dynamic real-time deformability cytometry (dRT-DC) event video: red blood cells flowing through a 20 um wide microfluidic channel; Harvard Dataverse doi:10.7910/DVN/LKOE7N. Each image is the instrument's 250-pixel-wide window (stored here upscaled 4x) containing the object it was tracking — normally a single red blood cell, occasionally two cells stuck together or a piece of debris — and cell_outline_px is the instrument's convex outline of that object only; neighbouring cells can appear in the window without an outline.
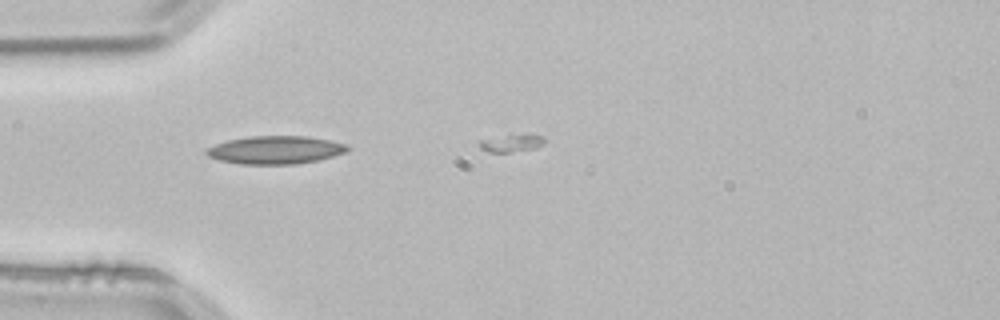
{"species": "common noctule bat (a hibernating species)", "species_latin": "Nyctalus noctula", "temperature_condition": "room temperature", "stored_images_in_passage": 7, "camera_frame_rate_fps": 3000, "um_per_image_px": 0.085, "animal": {"sex": "male", "body_mass_g": 21.5, "forearm_length_mm": 52.0}, "frame": {"image": 1, "passage_image": 5, "time_ms": 1.333, "image_size_px": [1000, 320], "cell_outline_px": [[352, 148], [348, 152], [316, 160], [296, 164], [240, 164], [220, 160], [208, 156], [204, 152], [208, 148], [216, 144], [228, 140], [252, 136], [308, 136], [328, 140], [344, 144]], "centroid_in_image_um": [23.42, 12.74], "position_along_channel_um": 61.6, "area_um2": 22.89}}